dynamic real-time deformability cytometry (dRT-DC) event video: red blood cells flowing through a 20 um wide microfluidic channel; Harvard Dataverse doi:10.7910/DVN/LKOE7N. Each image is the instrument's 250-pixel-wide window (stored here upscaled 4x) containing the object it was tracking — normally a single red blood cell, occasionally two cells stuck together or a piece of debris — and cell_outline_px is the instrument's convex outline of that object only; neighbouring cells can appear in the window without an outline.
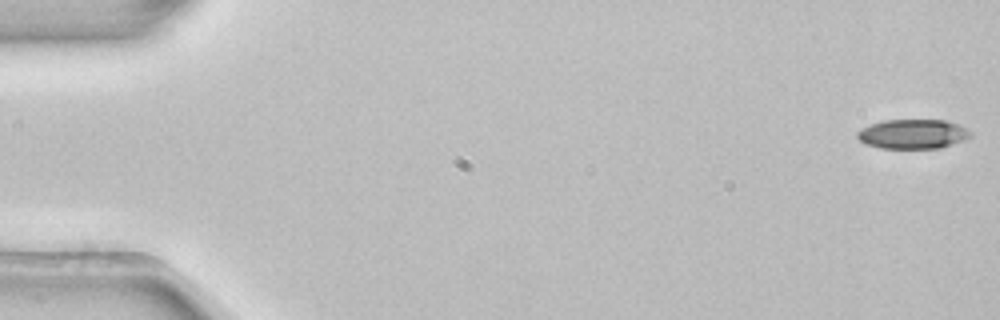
{"species": "common noctule bat (a hibernating species)", "species_latin": "Nyctalus noctula", "temperature_condition": "room temperature", "stored_images_in_passage": 50, "camera_frame_rate_fps": 3000, "um_per_image_px": 0.085, "animal": {"sex": "female", "body_mass_g": 22.7, "forearm_length_mm": 54.2}, "frame": {"image": 1, "passage_image": 1, "time_ms": 0.0, "image_size_px": [1000, 320], "cell_outline_px": [[972, 136], [964, 140], [940, 148], [880, 148], [868, 144], [860, 140], [856, 136], [856, 132], [872, 124], [884, 120], [948, 120], [960, 124], [972, 132]], "centroid_in_image_um": [77.65, 11.38], "position_along_channel_um": 7.4, "area_um2": 19.42}}
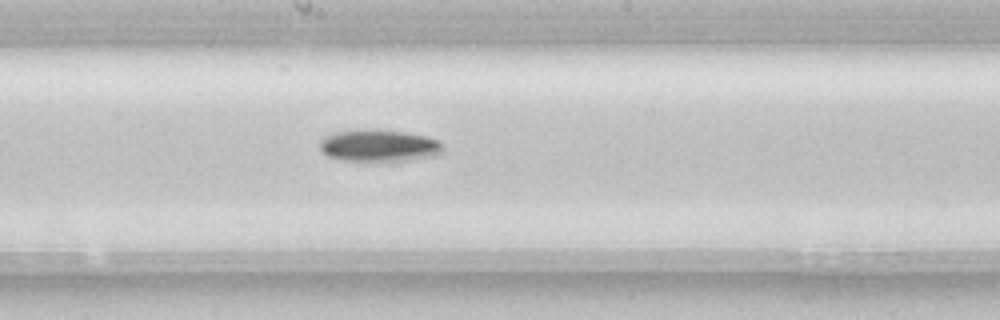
{"frame": {"image": 2, "passage_image": 29, "time_ms": 9.333, "image_size_px": [1000, 320], "cell_outline_px": [[444, 152], [436, 156], [388, 164], [368, 164], [344, 160], [328, 156], [320, 148], [320, 140], [324, 136], [336, 132], [356, 128], [364, 128], [404, 132], [428, 136], [440, 140], [444, 148]], "centroid_in_image_um": [32.26, 12.42], "position_along_channel_um": 215.9, "area_um2": 24.51}}
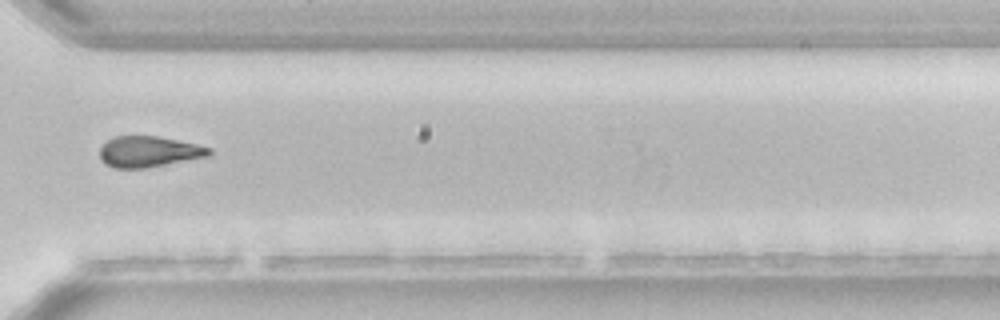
{"frame": {"image": 3, "passage_image": 40, "time_ms": 13.0, "image_size_px": [1000, 320], "cell_outline_px": [[212, 152], [208, 156], [148, 168], [116, 168], [104, 164], [100, 160], [100, 148], [108, 140], [116, 136], [156, 136], [196, 144], [212, 148]], "centroid_in_image_um": [12.63, 12.9], "position_along_channel_um": 358.0, "area_um2": 19.65}}